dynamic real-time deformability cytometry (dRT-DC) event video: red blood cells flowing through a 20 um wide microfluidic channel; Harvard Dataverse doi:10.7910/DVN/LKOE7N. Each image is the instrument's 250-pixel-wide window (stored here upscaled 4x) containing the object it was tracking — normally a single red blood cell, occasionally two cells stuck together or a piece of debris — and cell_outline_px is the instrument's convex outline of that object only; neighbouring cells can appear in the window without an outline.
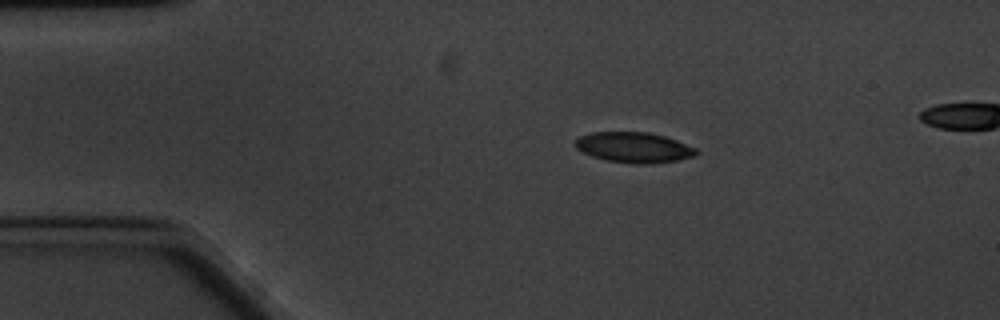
{"species": "common noctule bat (a hibernating species)", "species_latin": "Nyctalus noctula", "temperature_condition": "cold", "stored_images_in_passage": 49, "camera_frame_rate_fps": 3000, "um_per_image_px": 0.085, "animal": {"sex": "male", "body_mass_g": 20.1, "forearm_length_mm": 53.5}, "frame": {"image": 1, "passage_image": 1, "time_ms": 0.0, "image_size_px": [1000, 320], "cell_outline_px": [[700, 152], [696, 156], [676, 160], [652, 164], [636, 164], [608, 160], [592, 156], [576, 148], [572, 144], [580, 136], [592, 132], [648, 132], [664, 136], [676, 140], [696, 148]], "centroid_in_image_um": [53.89, 12.53], "position_along_channel_um": 31.1, "area_um2": 21.44}}
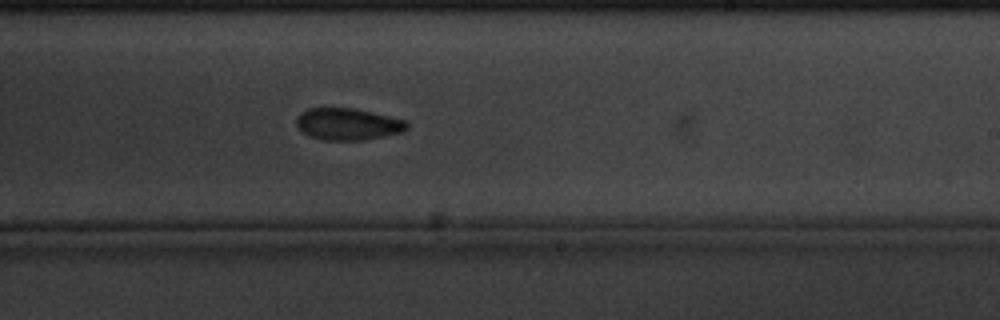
{"frame": {"image": 2, "passage_image": 26, "time_ms": 8.333, "image_size_px": [1000, 320], "cell_outline_px": [[408, 128], [404, 132], [364, 140], [320, 140], [304, 132], [296, 124], [296, 116], [300, 112], [308, 108], [352, 108], [372, 112], [408, 120]], "centroid_in_image_um": [29.6, 10.54], "position_along_channel_um": 259.4, "area_um2": 20.63}}
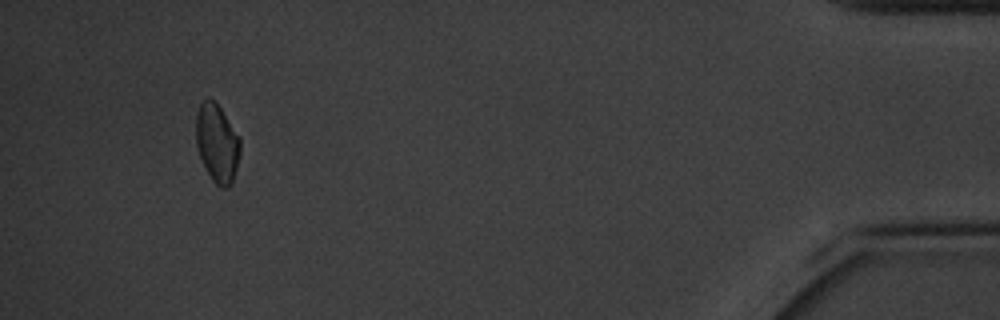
{"frame": {"image": 3, "passage_image": 47, "time_ms": 15.333, "image_size_px": [1000, 320], "cell_outline_px": [[240, 152], [232, 184], [228, 188], [220, 188], [212, 180], [200, 156], [196, 144], [196, 112], [200, 104], [208, 96], [220, 108], [240, 136]], "centroid_in_image_um": [18.46, 12.17], "position_along_channel_um": 416.7, "area_um2": 20.11}, "authors_computed_cell_mechanics": {"area_um2": 20.6346, "velocity_mm_per_s": 3.2535, "shape_relaxation_time_tau1_ms": 3.3887, "shape_relaxation_time_tau2_ms": 10.899, "deformation_change_tau1": 0.0859, "deformation_change_tau2": 0.1424}}